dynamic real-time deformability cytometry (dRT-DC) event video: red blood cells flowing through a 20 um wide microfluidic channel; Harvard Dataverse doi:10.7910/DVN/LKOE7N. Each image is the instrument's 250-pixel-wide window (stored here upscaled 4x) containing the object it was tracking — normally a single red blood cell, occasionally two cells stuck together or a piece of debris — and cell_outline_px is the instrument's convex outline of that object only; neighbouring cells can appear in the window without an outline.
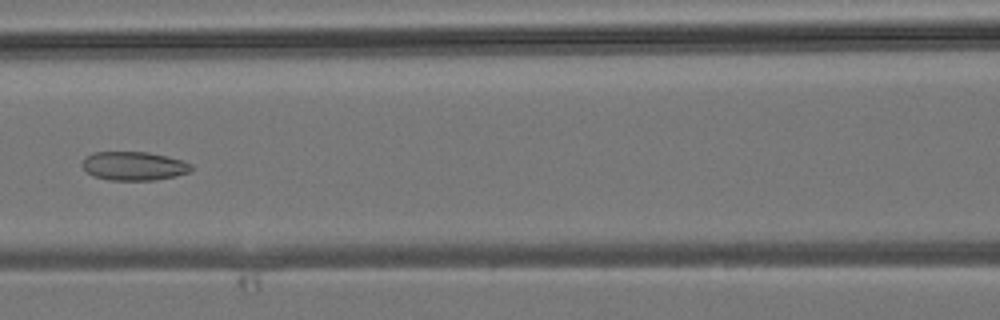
{"species": "common noctule bat (a hibernating species)", "species_latin": "Nyctalus noctula", "temperature_condition": "room temperature", "stored_images_in_passage": 41, "camera_frame_rate_fps": 3000, "um_per_image_px": 0.085, "animal": {"sex": "male", "body_mass_g": 19.2, "forearm_length_mm": 51.8}, "frame": {"image": 1, "passage_image": 18, "time_ms": 5.667, "image_size_px": [1000, 320], "cell_outline_px": [[192, 168], [188, 172], [176, 176], [156, 180], [108, 180], [92, 176], [80, 164], [92, 152], [148, 152], [168, 156], [192, 164]], "centroid_in_image_um": [11.37, 14.11], "position_along_channel_um": 155.2, "area_um2": 18.26}}
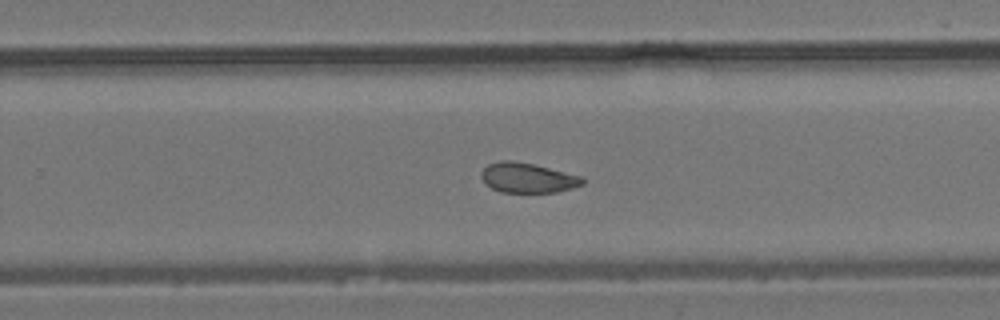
{"frame": {"image": 2, "passage_image": 26, "time_ms": 8.333, "image_size_px": [1000, 320], "cell_outline_px": [[584, 184], [572, 188], [556, 192], [500, 192], [484, 184], [480, 176], [480, 172], [488, 164], [500, 160], [512, 160], [532, 164], [584, 176]], "centroid_in_image_um": [44.83, 15.11], "position_along_channel_um": 285.0, "area_um2": 17.8}}
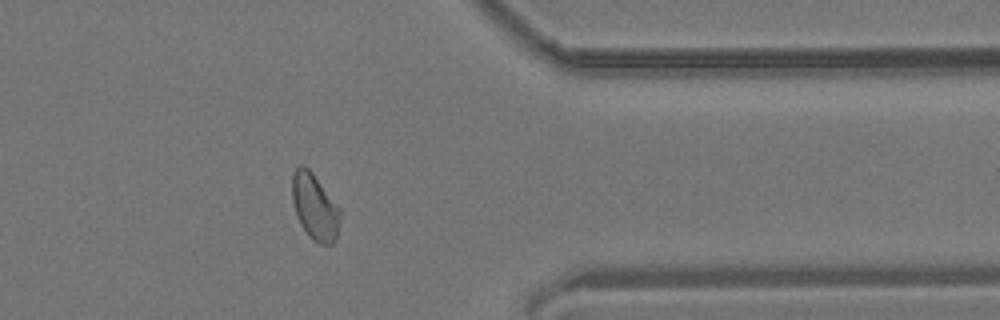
{"frame": {"image": 3, "passage_image": 33, "time_ms": 10.667, "image_size_px": [1000, 320], "cell_outline_px": [[340, 216], [336, 240], [332, 244], [320, 244], [312, 240], [308, 236], [300, 224], [296, 216], [292, 200], [292, 172], [300, 164], [304, 164], [312, 172], [340, 208]], "centroid_in_image_um": [26.73, 17.58], "position_along_channel_um": 384.7, "area_um2": 18.67}}